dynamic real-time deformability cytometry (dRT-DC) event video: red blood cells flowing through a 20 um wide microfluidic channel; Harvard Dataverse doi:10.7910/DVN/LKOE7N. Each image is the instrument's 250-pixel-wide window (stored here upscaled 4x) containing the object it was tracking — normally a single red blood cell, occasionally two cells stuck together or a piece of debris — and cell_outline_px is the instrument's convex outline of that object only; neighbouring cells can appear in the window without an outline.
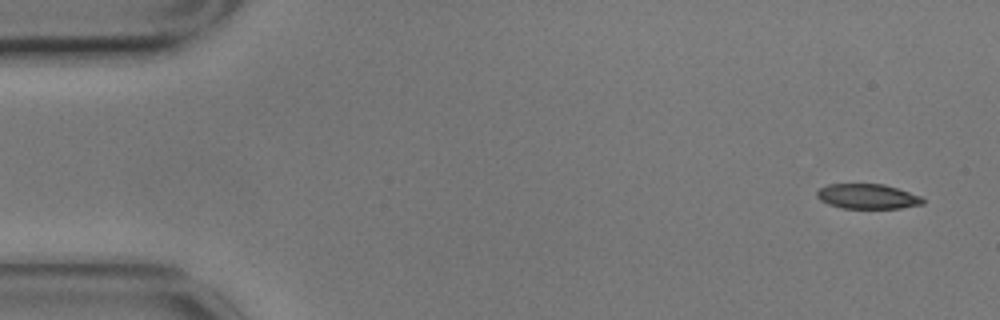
{"species": "common noctule bat (a hibernating species)", "species_latin": "Nyctalus noctula", "temperature_condition": "cold", "stored_images_in_passage": 55, "camera_frame_rate_fps": 3000, "um_per_image_px": 0.085, "animal": {"sex": "male", "body_mass_g": 17.9}, "frame": {"image": 1, "passage_image": 1, "time_ms": 0.0, "image_size_px": [1000, 320], "cell_outline_px": [[924, 204], [900, 208], [840, 208], [828, 204], [820, 200], [816, 196], [816, 192], [820, 188], [828, 184], [884, 184], [920, 196], [924, 200]], "centroid_in_image_um": [73.71, 16.7], "position_along_channel_um": 11.3, "area_um2": 15.32}}
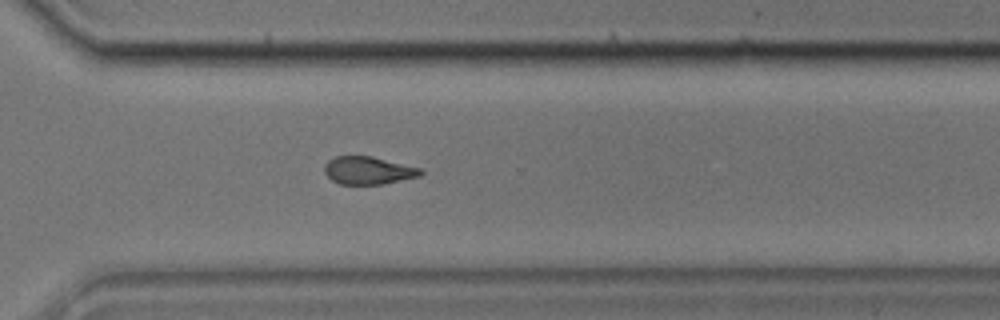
{"frame": {"image": 2, "passage_image": 39, "time_ms": 12.667, "image_size_px": [1000, 320], "cell_outline_px": [[424, 172], [420, 176], [384, 184], [340, 184], [332, 180], [324, 172], [324, 164], [328, 160], [336, 156], [372, 156], [424, 168]], "centroid_in_image_um": [31.34, 14.48], "position_along_channel_um": 339.3, "area_um2": 15.78}}
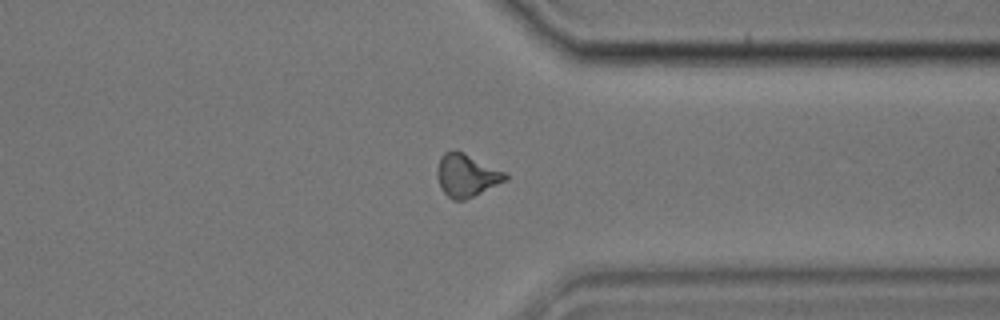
{"frame": {"image": 3, "passage_image": 42, "time_ms": 13.667, "image_size_px": [1000, 320], "cell_outline_px": [[508, 180], [464, 200], [452, 200], [440, 188], [436, 176], [436, 172], [440, 156], [444, 152], [456, 148], [508, 172]], "centroid_in_image_um": [39.66, 14.87], "position_along_channel_um": 371.7, "area_um2": 17.51}, "authors_computed_cell_mechanics": {"area_um2": 16.5886, "velocity_mm_per_s": 3.4822, "shape_relaxation_time_tau1_ms": 3.2685, "shape_relaxation_time_tau2_ms": 2.959, "deformation_change_tau1": 0.1189, "deformation_change_tau2": 0.0935}}